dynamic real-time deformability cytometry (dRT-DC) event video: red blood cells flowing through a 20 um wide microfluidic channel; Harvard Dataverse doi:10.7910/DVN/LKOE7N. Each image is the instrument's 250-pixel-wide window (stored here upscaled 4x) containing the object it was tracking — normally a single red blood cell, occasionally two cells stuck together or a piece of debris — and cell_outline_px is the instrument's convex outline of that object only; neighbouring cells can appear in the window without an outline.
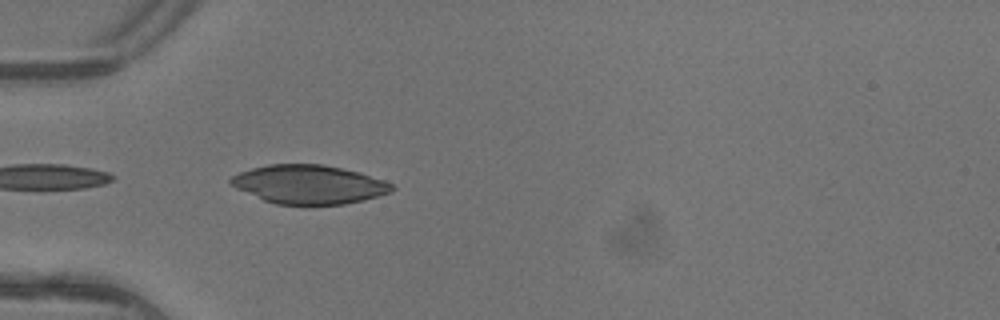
{"species": "common noctule bat (a hibernating species)", "species_latin": "Nyctalus noctula", "temperature_condition": "warm", "stored_images_in_passage": 5, "camera_frame_rate_fps": 3000, "um_per_image_px": 0.085, "animal": {"sex": "female"}, "frame": {"image": 1, "passage_image": 5, "time_ms": 1.333, "image_size_px": [1000, 320], "cell_outline_px": [[396, 188], [392, 192], [364, 200], [344, 204], [276, 204], [264, 200], [236, 188], [228, 180], [232, 176], [240, 172], [252, 168], [268, 164], [324, 164], [360, 172], [384, 180], [392, 184]], "centroid_in_image_um": [26.29, 15.67], "position_along_channel_um": 58.7, "area_um2": 36.36}}